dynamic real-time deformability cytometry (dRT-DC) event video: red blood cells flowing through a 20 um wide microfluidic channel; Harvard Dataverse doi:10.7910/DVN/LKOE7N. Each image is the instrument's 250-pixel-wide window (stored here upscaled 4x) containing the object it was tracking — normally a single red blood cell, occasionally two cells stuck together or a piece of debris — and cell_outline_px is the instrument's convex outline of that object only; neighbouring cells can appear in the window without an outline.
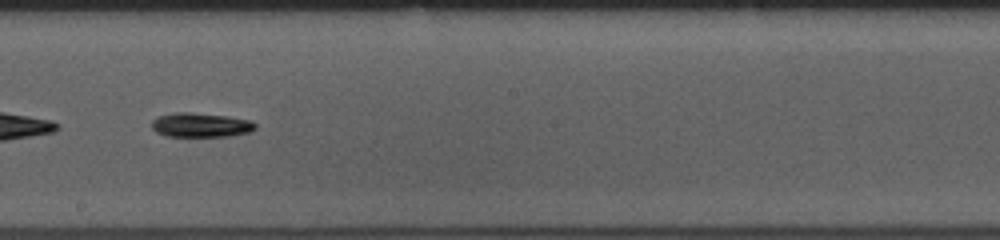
{"species": "common noctule bat (a hibernating species)", "species_latin": "Nyctalus noctula", "temperature_condition": "room temperature", "stored_images_in_passage": 37, "camera_frame_rate_fps": 3000, "um_per_image_px": 0.085, "animal": {"sex": "female", "body_mass_g": 10.0, "forearm_length_mm": 53.1}, "frame": {"image": 1, "passage_image": 16, "time_ms": 5.0, "image_size_px": [1000, 240], "cell_outline_px": [[256, 128], [252, 132], [228, 136], [168, 136], [156, 132], [152, 128], [152, 120], [156, 116], [176, 112], [188, 112], [228, 116], [252, 120], [256, 124]], "centroid_in_image_um": [17.08, 10.62], "position_along_channel_um": 231.1, "area_um2": 14.8}, "authors_computed_cell_mechanics": {"area_um2": 13.9876, "velocity_mm_per_s": 3.8561, "shape_relaxation_time_tau1_ms": 1.7879, "shape_relaxation_time_tau2_ms": null, "deformation_change_tau1": 0.0914, "deformation_change_tau2": null}}